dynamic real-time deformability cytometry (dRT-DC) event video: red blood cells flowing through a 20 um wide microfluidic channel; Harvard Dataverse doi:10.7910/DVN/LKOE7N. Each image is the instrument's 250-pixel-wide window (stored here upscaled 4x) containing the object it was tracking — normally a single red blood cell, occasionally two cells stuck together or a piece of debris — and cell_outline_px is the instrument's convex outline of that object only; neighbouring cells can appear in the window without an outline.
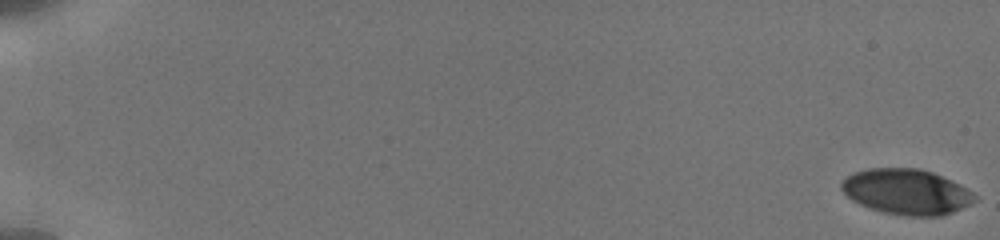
{"species": "human", "species_latin": "Homo sapiens", "temperature_condition": "cold", "stored_images_in_passage": 30, "camera_frame_rate_fps": 3000, "um_per_image_px": 0.085, "donor": {"sex": "male"}, "frame": {"image": 1, "passage_image": 1, "time_ms": 0.0, "image_size_px": [1000, 240], "cell_outline_px": [[976, 200], [952, 212], [940, 216], [908, 216], [884, 212], [868, 208], [852, 200], [840, 188], [840, 180], [856, 172], [868, 168], [920, 168], [932, 172], [972, 192], [976, 196]], "centroid_in_image_um": [76.99, 16.3], "position_along_channel_um": 8.0, "area_um2": 34.85}}
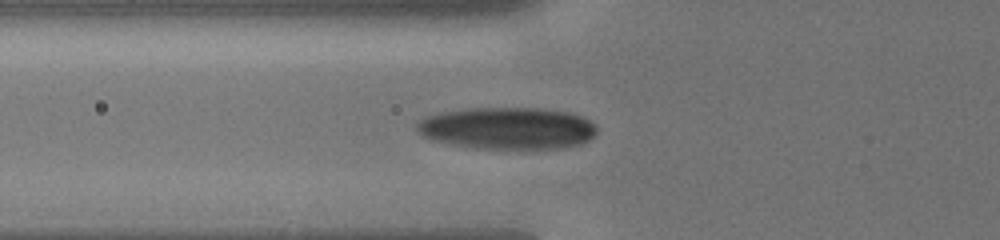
{"frame": {"image": 2, "passage_image": 25, "time_ms": 7.333, "image_size_px": [1000, 240], "cell_outline_px": [[596, 136], [580, 144], [564, 148], [476, 148], [452, 144], [420, 136], [416, 132], [416, 124], [424, 116], [440, 112], [464, 108], [544, 108], [568, 112], [580, 116], [596, 124]], "centroid_in_image_um": [43.12, 10.89], "position_along_channel_um": 82.7, "area_um2": 44.27}}
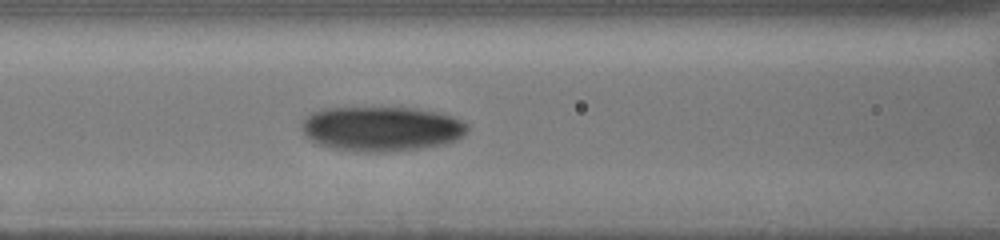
{"frame": {"image": 3, "passage_image": 30, "time_ms": 8.667, "image_size_px": [1000, 240], "cell_outline_px": [[468, 128], [460, 136], [444, 144], [420, 148], [384, 152], [364, 152], [332, 148], [316, 144], [300, 128], [304, 120], [312, 112], [324, 108], [416, 108], [436, 112], [452, 116], [468, 124]], "centroid_in_image_um": [32.39, 10.94], "position_along_channel_um": 134.2, "area_um2": 42.83}}